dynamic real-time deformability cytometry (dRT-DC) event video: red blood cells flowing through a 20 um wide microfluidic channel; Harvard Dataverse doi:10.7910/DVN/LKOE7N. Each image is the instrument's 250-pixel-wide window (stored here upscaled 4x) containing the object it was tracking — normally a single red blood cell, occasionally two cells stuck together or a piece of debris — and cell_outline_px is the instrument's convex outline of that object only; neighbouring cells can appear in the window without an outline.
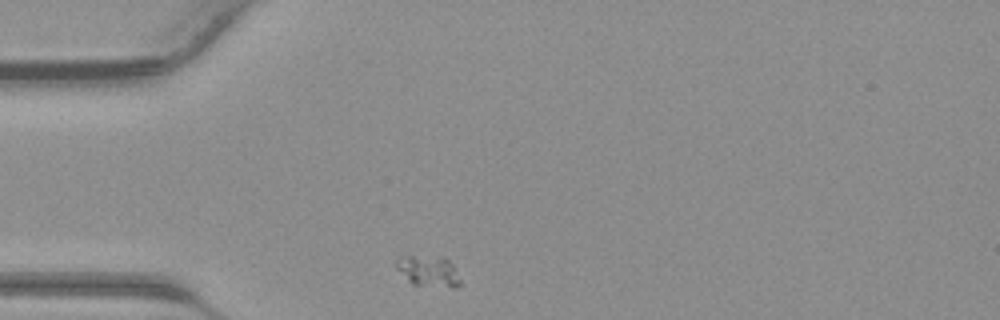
{"species": "common noctule bat (a hibernating species)", "species_latin": "Nyctalus noctula", "temperature_condition": "warm", "stored_images_in_passage": 24, "camera_frame_rate_fps": 3000, "um_per_image_px": 0.085, "animal": {"sex": "male", "body_mass_g": 23.1, "forearm_length_mm": 52.7}, "frame": {"image": 1, "passage_image": 1, "time_ms": 0.0, "image_size_px": [1000, 320], "cell_outline_px": [[464, 284], [452, 288], [412, 284], [396, 268], [396, 260], [400, 256], [444, 256], [456, 268]], "centroid_in_image_um": [36.49, 23.05], "position_along_channel_um": 48.5, "area_um2": 11.85}}
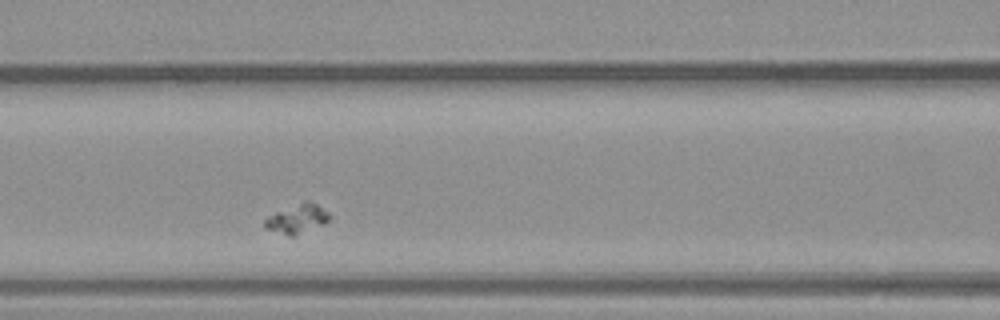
{"frame": {"image": 2, "passage_image": 8, "time_ms": 2.333, "image_size_px": [1000, 320], "cell_outline_px": [[332, 216], [324, 224], [292, 236], [288, 236], [264, 228], [264, 220], [268, 216], [276, 212], [304, 200], [308, 200], [316, 204], [328, 212]], "centroid_in_image_um": [25.25, 18.59], "position_along_channel_um": 141.3, "area_um2": 10.92}}
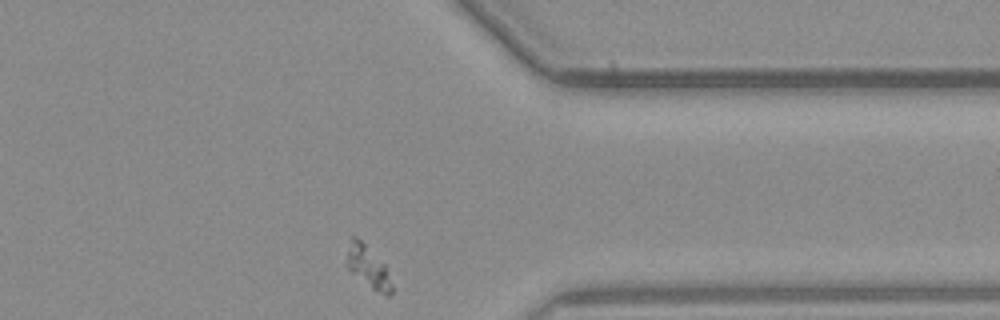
{"frame": {"image": 3, "passage_image": 24, "time_ms": 7.667, "image_size_px": [1000, 320], "cell_outline_px": [[392, 292], [388, 296], [372, 288], [352, 272], [344, 264], [352, 236], [356, 236], [384, 264], [392, 284]], "centroid_in_image_um": [31.27, 22.68], "position_along_channel_um": 380.1, "area_um2": 10.52}}